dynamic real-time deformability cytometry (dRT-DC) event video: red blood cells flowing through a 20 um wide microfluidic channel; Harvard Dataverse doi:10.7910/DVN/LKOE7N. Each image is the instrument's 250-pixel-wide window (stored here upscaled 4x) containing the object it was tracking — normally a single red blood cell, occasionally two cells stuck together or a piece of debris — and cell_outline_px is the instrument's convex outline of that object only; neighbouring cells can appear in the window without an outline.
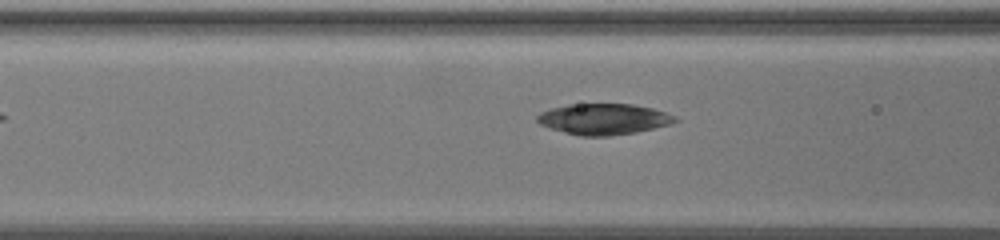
{"species": "common noctule bat (a hibernating species)", "species_latin": "Nyctalus noctula", "temperature_condition": "warm", "stored_images_in_passage": 12, "camera_frame_rate_fps": 3000, "um_per_image_px": 0.085, "animal": {"sex": "female", "body_mass_g": 19.5, "forearm_length_mm": 54.1}, "frame": {"image": 1, "passage_image": 6, "time_ms": 1.667, "image_size_px": [1000, 240], "cell_outline_px": [[680, 120], [672, 124], [636, 132], [608, 136], [580, 136], [564, 132], [540, 124], [536, 120], [536, 116], [540, 112], [552, 108], [568, 104], [632, 104], [652, 108], [676, 116]], "centroid_in_image_um": [51.33, 10.12], "position_along_channel_um": 115.3, "area_um2": 24.85}}
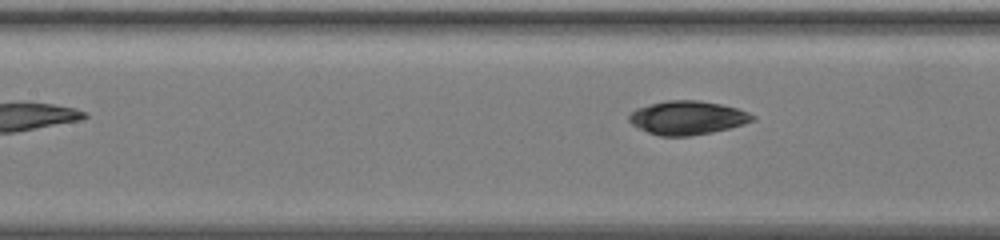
{"frame": {"image": 2, "passage_image": 9, "time_ms": 2.667, "image_size_px": [1000, 240], "cell_outline_px": [[756, 120], [744, 124], [712, 132], [688, 136], [660, 136], [648, 132], [632, 124], [628, 120], [628, 116], [636, 108], [648, 104], [668, 100], [700, 100], [720, 104], [736, 108], [748, 112], [756, 116]], "centroid_in_image_um": [58.43, 10.0], "position_along_channel_um": 149.0, "area_um2": 24.22}}